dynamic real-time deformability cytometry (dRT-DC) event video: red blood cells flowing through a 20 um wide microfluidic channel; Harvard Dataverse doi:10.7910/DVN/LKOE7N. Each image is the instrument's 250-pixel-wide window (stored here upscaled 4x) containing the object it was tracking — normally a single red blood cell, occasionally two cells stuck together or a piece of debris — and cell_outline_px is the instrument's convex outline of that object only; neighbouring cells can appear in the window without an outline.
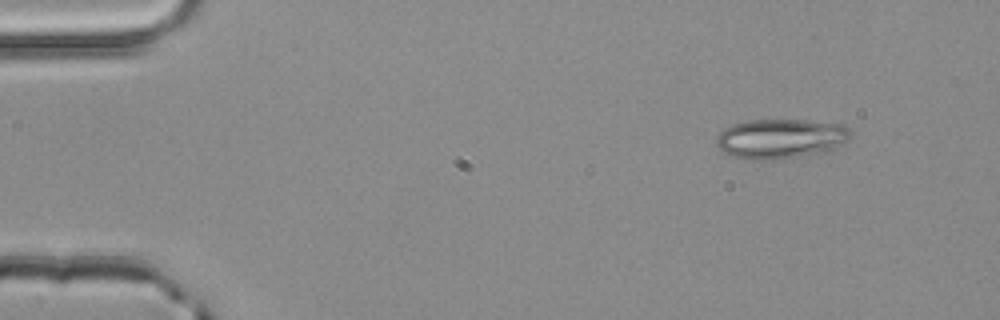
{"species": "common noctule bat (a hibernating species)", "species_latin": "Nyctalus noctula", "temperature_condition": "room temperature", "stored_images_in_passage": 48, "camera_frame_rate_fps": 3000, "um_per_image_px": 0.085, "animal": {"sex": "male", "body_mass_g": 20.4}, "frame": {"image": 1, "passage_image": 2, "time_ms": 0.333, "image_size_px": [1000, 320], "cell_outline_px": [[852, 132], [848, 140], [824, 152], [764, 160], [756, 160], [732, 156], [724, 152], [716, 144], [716, 136], [724, 128], [732, 124], [748, 120], [808, 120], [844, 124]], "centroid_in_image_um": [66.33, 11.76], "position_along_channel_um": 18.7, "area_um2": 30.81}}
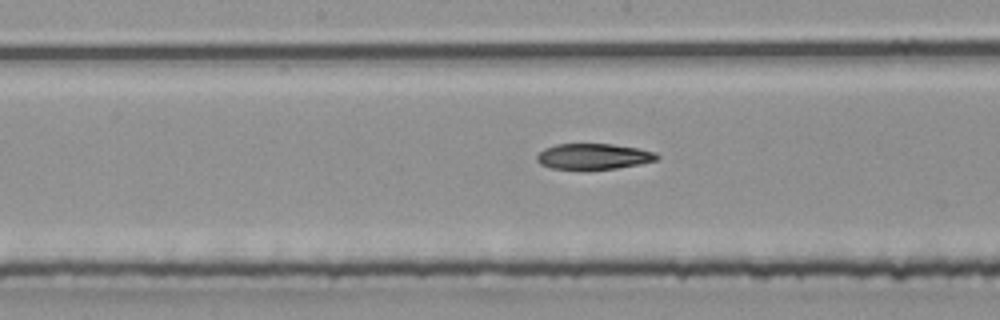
{"frame": {"image": 2, "passage_image": 23, "time_ms": 7.333, "image_size_px": [1000, 320], "cell_outline_px": [[660, 156], [656, 160], [640, 164], [616, 168], [552, 168], [540, 164], [536, 160], [536, 156], [544, 148], [556, 144], [612, 144], [636, 148], [652, 152]], "centroid_in_image_um": [50.42, 13.28], "position_along_channel_um": 197.8, "area_um2": 17.57}}
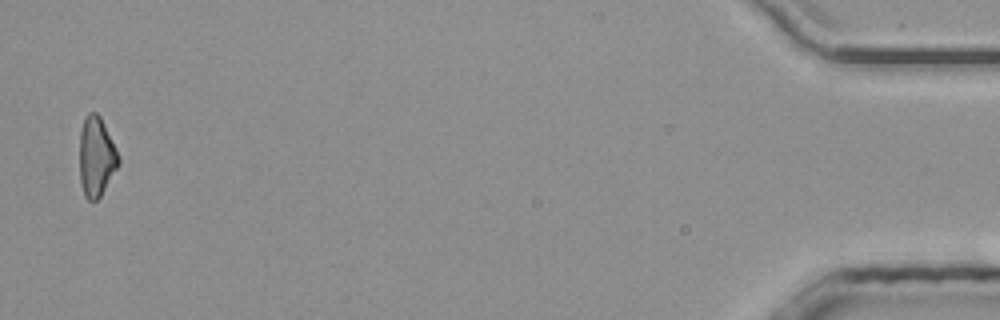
{"frame": {"image": 3, "passage_image": 47, "time_ms": 15.333, "image_size_px": [1000, 320], "cell_outline_px": [[120, 164], [100, 196], [96, 200], [88, 200], [84, 196], [80, 180], [80, 132], [84, 116], [88, 112], [96, 112], [100, 116], [120, 156]], "centroid_in_image_um": [8.19, 13.3], "position_along_channel_um": 427.0, "area_um2": 18.15}, "authors_computed_cell_mechanics": {"area_um2": 19.2185, "velocity_mm_per_s": 4.0616, "shape_relaxation_time_tau1_ms": 6.6838, "shape_relaxation_time_tau2_ms": null, "deformation_change_tau1": 0.181, "deformation_change_tau2": null}}